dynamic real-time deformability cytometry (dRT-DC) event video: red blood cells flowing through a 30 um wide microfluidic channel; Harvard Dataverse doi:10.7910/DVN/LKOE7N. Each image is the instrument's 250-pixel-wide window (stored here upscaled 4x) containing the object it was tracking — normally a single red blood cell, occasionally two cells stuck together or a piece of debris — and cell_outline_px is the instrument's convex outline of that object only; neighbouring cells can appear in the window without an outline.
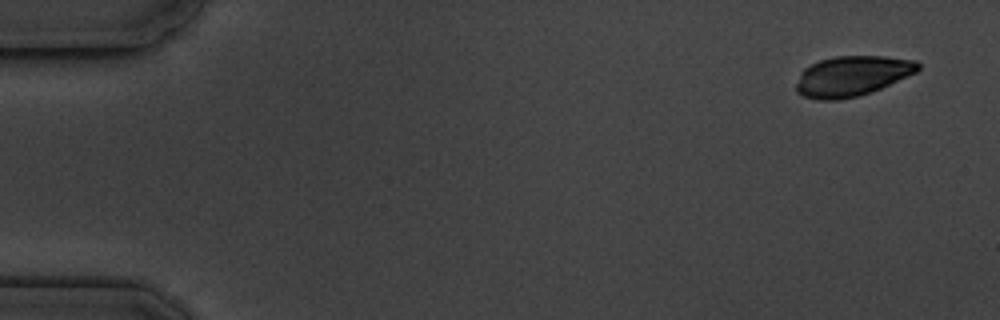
{"species": "common noctule bat (a hibernating species)", "species_latin": "Nyctalus noctula", "temperature_condition": "cold", "stored_images_in_passage": 5, "camera_frame_rate_fps": 3000, "um_per_image_px": 0.085, "animal": {"sex": "male", "body_mass_g": 19.5, "forearm_length_mm": 54.6}, "frame": {"image": 1, "passage_image": 1, "time_ms": 0.0, "image_size_px": [1000, 320], "cell_outline_px": [[920, 68], [916, 72], [872, 92], [840, 100], [816, 100], [804, 96], [796, 92], [796, 84], [800, 72], [804, 68], [820, 60], [836, 56], [884, 56], [916, 60], [920, 64]], "centroid_in_image_um": [72.41, 6.46], "position_along_channel_um": 12.6, "area_um2": 28.55}}
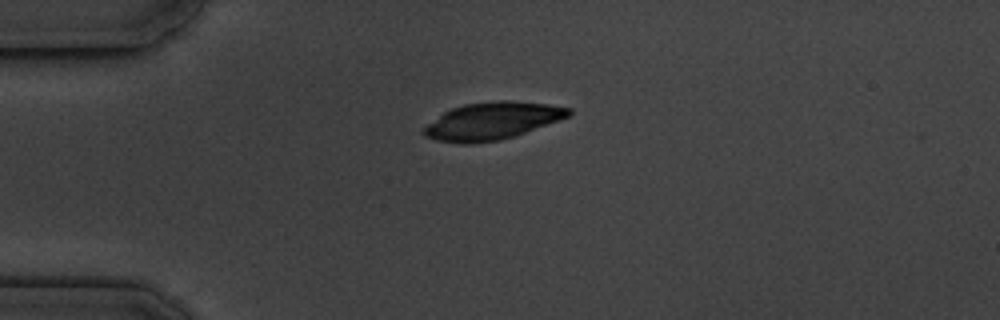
{"frame": {"image": 2, "passage_image": 4, "time_ms": 3.667, "image_size_px": [1000, 320], "cell_outline_px": [[572, 112], [568, 116], [524, 132], [500, 140], [472, 144], [460, 144], [436, 140], [424, 136], [420, 132], [428, 124], [444, 112], [452, 108], [464, 104], [496, 100], [512, 100], [548, 104], [572, 108]], "centroid_in_image_um": [41.79, 10.28], "position_along_channel_um": 43.2, "area_um2": 31.33}}